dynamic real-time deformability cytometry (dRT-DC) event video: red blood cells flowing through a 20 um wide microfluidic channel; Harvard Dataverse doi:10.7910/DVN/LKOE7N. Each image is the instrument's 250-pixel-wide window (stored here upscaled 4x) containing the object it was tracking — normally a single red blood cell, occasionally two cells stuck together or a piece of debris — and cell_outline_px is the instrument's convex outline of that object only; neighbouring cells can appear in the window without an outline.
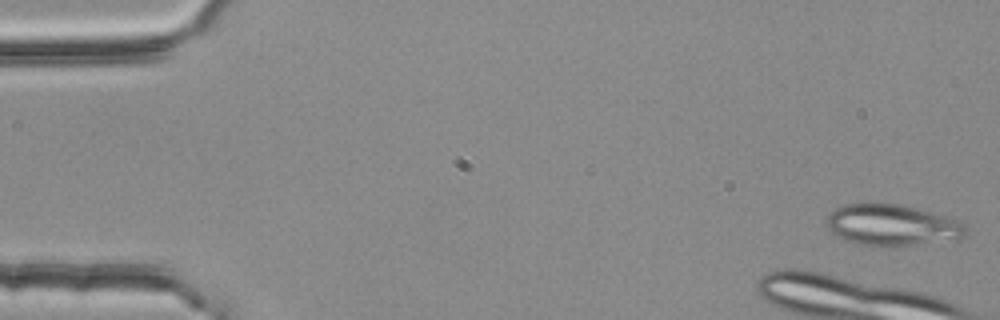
{"species": "common noctule bat (a hibernating species)", "species_latin": "Nyctalus noctula", "temperature_condition": "room temperature", "stored_images_in_passage": 18, "camera_frame_rate_fps": 3000, "um_per_image_px": 0.085, "animal": {"sex": "female", "body_mass_g": 25.1}, "frame": {"image": 1, "passage_image": 1, "time_ms": 0.0, "image_size_px": [1000, 320], "cell_outline_px": [[968, 232], [960, 240], [904, 248], [884, 248], [860, 244], [844, 240], [836, 236], [828, 228], [828, 216], [836, 208], [844, 204], [872, 200], [904, 204], [932, 212], [944, 216], [964, 224], [968, 228]], "centroid_in_image_um": [75.87, 19.15], "position_along_channel_um": 9.1, "area_um2": 35.32}}